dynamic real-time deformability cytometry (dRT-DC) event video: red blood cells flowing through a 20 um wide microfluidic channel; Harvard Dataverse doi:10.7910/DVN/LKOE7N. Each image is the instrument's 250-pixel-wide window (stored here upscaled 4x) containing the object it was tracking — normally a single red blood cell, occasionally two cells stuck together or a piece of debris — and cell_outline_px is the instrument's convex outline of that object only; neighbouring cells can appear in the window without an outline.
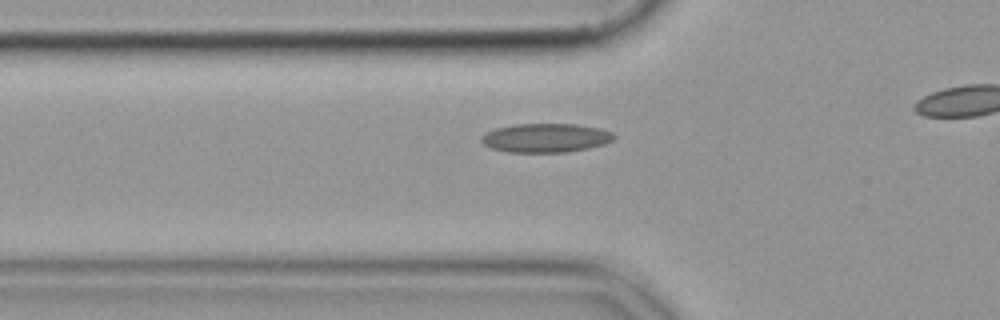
{"species": "common noctule bat (a hibernating species)", "species_latin": "Nyctalus noctula", "temperature_condition": "cold", "stored_images_in_passage": 8, "camera_frame_rate_fps": 3000, "um_per_image_px": 0.085, "animal": {"sex": "female", "body_mass_g": 19.9}, "frame": {"image": 1, "passage_image": 2, "time_ms": 0.333, "image_size_px": [1000, 320], "cell_outline_px": [[616, 136], [612, 140], [604, 144], [588, 148], [568, 152], [504, 152], [488, 148], [480, 140], [480, 136], [496, 128], [516, 124], [576, 124], [600, 128], [612, 132]], "centroid_in_image_um": [46.36, 11.72], "position_along_channel_um": 79.4, "area_um2": 22.48}}